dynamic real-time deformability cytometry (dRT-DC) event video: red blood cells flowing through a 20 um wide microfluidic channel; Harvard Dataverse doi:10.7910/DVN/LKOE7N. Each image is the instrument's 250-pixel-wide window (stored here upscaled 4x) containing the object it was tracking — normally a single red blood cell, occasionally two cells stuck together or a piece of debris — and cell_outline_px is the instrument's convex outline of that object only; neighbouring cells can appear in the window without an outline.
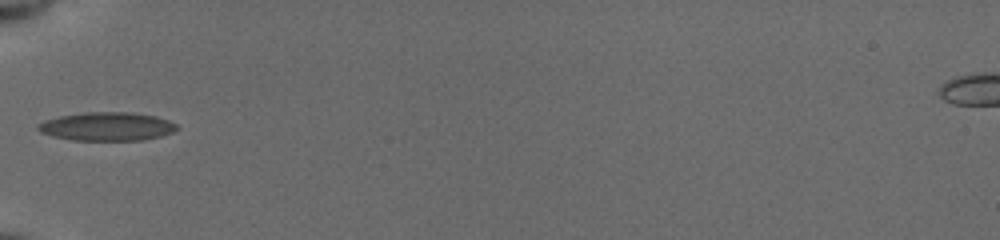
{"species": "common noctule bat (a hibernating species)", "species_latin": "Nyctalus noctula", "temperature_condition": "cold", "stored_images_in_passage": 34, "camera_frame_rate_fps": 3000, "um_per_image_px": 0.085, "animal": {"sex": "female", "body_mass_g": 19.5, "forearm_length_mm": 54.1}, "frame": {"image": 1, "passage_image": 1, "time_ms": 0.0, "image_size_px": [1000, 240], "cell_outline_px": [[180, 128], [172, 132], [160, 136], [140, 140], [72, 140], [52, 136], [40, 132], [36, 128], [36, 124], [44, 120], [60, 116], [84, 112], [132, 112], [156, 116], [168, 120], [176, 124]], "centroid_in_image_um": [9.07, 10.74], "position_along_channel_um": 75.9, "area_um2": 23.18}}
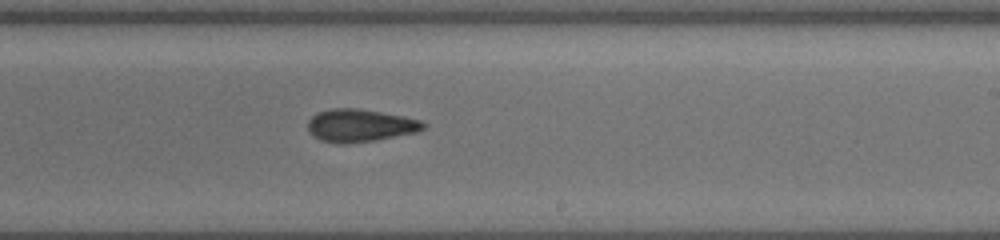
{"frame": {"image": 2, "passage_image": 15, "time_ms": 4.667, "image_size_px": [1000, 240], "cell_outline_px": [[428, 124], [424, 128], [416, 132], [376, 140], [348, 144], [336, 144], [320, 140], [312, 136], [308, 132], [308, 120], [312, 116], [320, 112], [332, 108], [356, 108], [380, 112], [420, 120]], "centroid_in_image_um": [30.56, 10.68], "position_along_channel_um": 258.4, "area_um2": 22.02}}
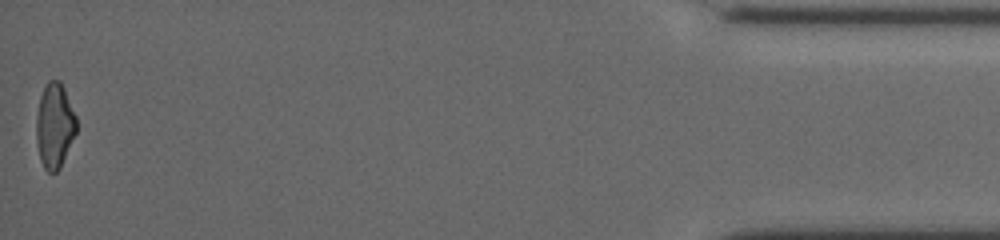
{"frame": {"image": 3, "passage_image": 34, "time_ms": 11.0, "image_size_px": [1000, 240], "cell_outline_px": [[76, 132], [60, 168], [56, 172], [48, 172], [44, 168], [40, 160], [36, 140], [36, 116], [40, 96], [44, 84], [48, 80], [60, 80], [64, 88], [76, 116]], "centroid_in_image_um": [4.62, 10.66], "position_along_channel_um": 430.6, "area_um2": 19.94}, "authors_computed_cell_mechanics": {"area_um2": 21.2704, "velocity_mm_per_s": 3.9322, "shape_relaxation_time_tau1_ms": 10.3619, "shape_relaxation_time_tau2_ms": 6.3578, "deformation_change_tau1": 0.2338, "deformation_change_tau2": 0.144}}